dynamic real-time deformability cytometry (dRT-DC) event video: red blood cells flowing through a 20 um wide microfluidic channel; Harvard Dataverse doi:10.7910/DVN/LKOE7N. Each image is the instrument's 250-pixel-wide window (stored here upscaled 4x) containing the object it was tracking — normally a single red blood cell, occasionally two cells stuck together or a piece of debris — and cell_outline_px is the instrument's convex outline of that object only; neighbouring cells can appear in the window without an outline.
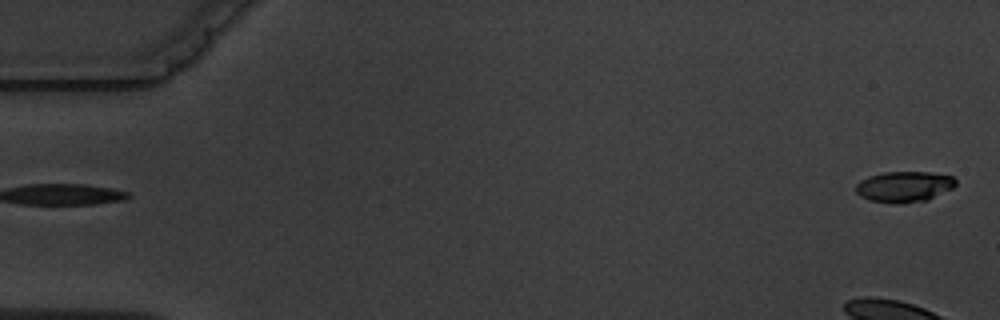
{"species": "common noctule bat (a hibernating species)", "species_latin": "Nyctalus noctula", "temperature_condition": "warm", "stored_images_in_passage": 6, "segment_of_instrument_passage": [2, 2], "camera_frame_rate_fps": 3000, "um_per_image_px": 0.085, "animal": {"sex": "male", "body_mass_g": 19.5, "forearm_length_mm": 54.6}, "frame": {"image": 1, "passage_image": 6, "time_ms": 6.0, "image_size_px": [1000, 320], "cell_outline_px": [[956, 184], [952, 188], [928, 200], [904, 204], [892, 204], [868, 200], [860, 196], [856, 192], [856, 184], [860, 180], [868, 176], [884, 172], [928, 172], [952, 176], [956, 180]], "centroid_in_image_um": [76.83, 15.88], "position_along_channel_um": 8.2, "area_um2": 18.15}}